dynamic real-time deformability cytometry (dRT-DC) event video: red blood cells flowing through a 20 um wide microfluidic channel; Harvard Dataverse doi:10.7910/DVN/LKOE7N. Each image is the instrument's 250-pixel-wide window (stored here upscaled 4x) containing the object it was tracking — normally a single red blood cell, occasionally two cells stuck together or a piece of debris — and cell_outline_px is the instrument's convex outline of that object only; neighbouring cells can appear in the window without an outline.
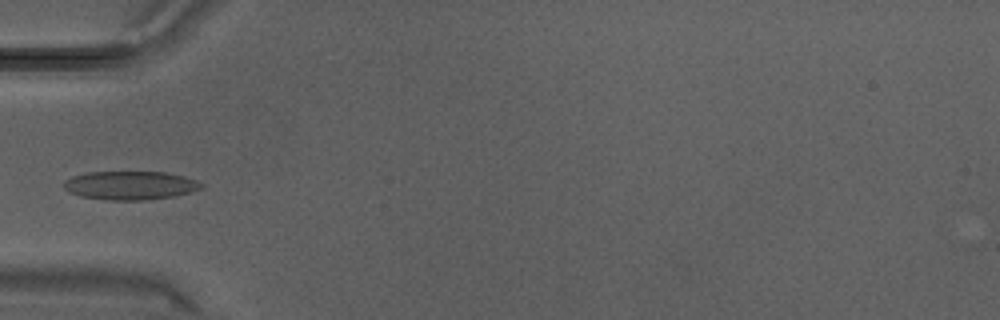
{"species": "Egyptian fruit bat (a non-hibernating species)", "species_latin": "Rousettus aegyptiacus", "temperature_condition": "warm", "stored_images_in_passage": 12, "camera_frame_rate_fps": 3000, "um_per_image_px": 0.085, "animal": {"sex": "male"}, "frame": {"image": 1, "passage_image": 7, "time_ms": 2.0, "image_size_px": [1000, 320], "cell_outline_px": [[204, 188], [172, 196], [148, 200], [108, 200], [80, 196], [68, 192], [64, 188], [64, 180], [72, 176], [88, 172], [164, 172], [184, 176], [196, 180], [204, 184]], "centroid_in_image_um": [11.06, 15.76], "position_along_channel_um": 73.9, "area_um2": 22.95}}
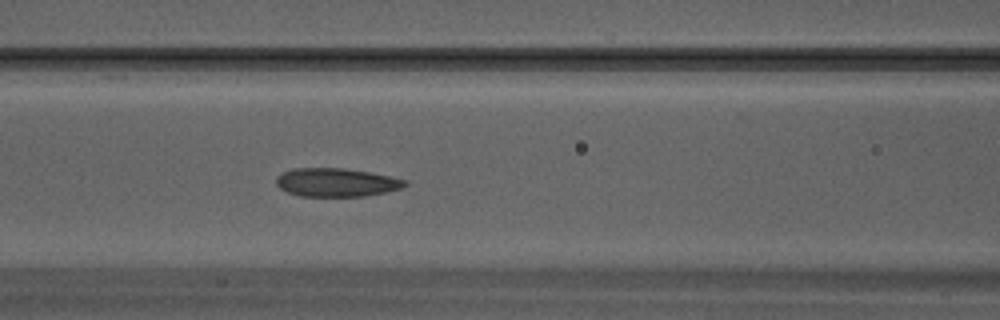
{"frame": {"image": 2, "passage_image": 10, "time_ms": 3.0, "image_size_px": [1000, 320], "cell_outline_px": [[408, 184], [400, 188], [384, 192], [364, 196], [300, 196], [288, 192], [280, 188], [276, 184], [276, 176], [292, 168], [344, 168], [368, 172], [408, 180]], "centroid_in_image_um": [28.56, 15.5], "position_along_channel_um": 138.0, "area_um2": 21.21}}